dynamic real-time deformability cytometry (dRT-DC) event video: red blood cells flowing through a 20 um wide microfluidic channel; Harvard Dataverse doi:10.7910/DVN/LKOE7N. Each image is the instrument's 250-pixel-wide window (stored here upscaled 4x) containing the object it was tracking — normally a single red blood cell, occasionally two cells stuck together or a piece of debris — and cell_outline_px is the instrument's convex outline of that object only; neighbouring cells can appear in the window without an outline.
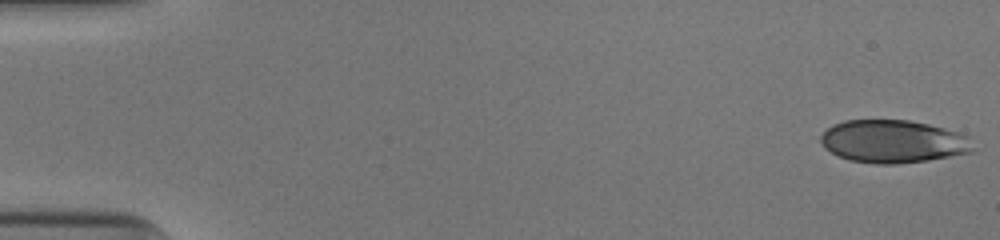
{"species": "human", "species_latin": "Homo sapiens", "temperature_condition": "cold", "stored_images_in_passage": 52, "camera_frame_rate_fps": 3000, "um_per_image_px": 0.085, "donor": {"sex": "male"}, "frame": {"image": 1, "passage_image": 1, "time_ms": 0.0, "image_size_px": [1000, 240], "cell_outline_px": [[976, 148], [972, 152], [928, 160], [896, 164], [876, 164], [848, 160], [824, 148], [820, 140], [820, 136], [832, 124], [844, 120], [908, 120], [928, 124], [944, 128], [968, 136]], "centroid_in_image_um": [75.91, 12.02], "position_along_channel_um": 9.1, "area_um2": 38.09}}
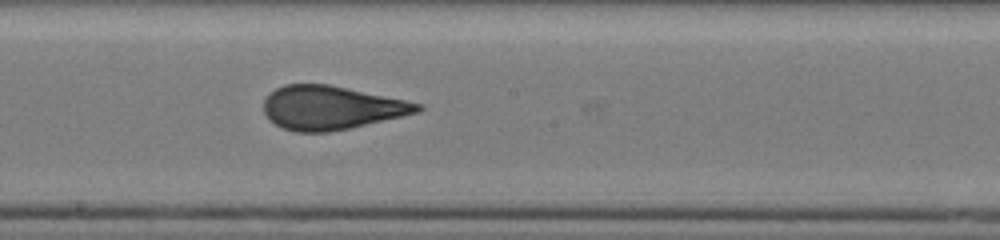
{"frame": {"image": 2, "passage_image": 29, "time_ms": 9.333, "image_size_px": [1000, 240], "cell_outline_px": [[424, 108], [420, 112], [352, 128], [328, 132], [296, 132], [284, 128], [268, 120], [264, 112], [264, 100], [276, 88], [284, 84], [328, 84], [424, 104]], "centroid_in_image_um": [28.17, 9.16], "position_along_channel_um": 220.0, "area_um2": 39.13}}
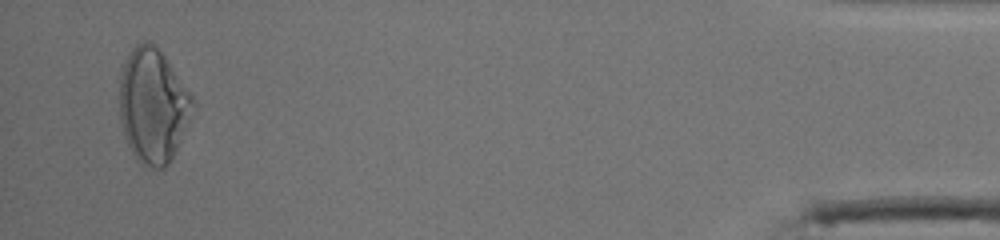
{"frame": {"image": 3, "passage_image": 50, "time_ms": 16.333, "image_size_px": [1000, 240], "cell_outline_px": [[192, 104], [188, 120], [176, 152], [168, 164], [164, 168], [144, 168], [136, 160], [124, 136], [120, 120], [120, 80], [124, 64], [132, 48], [140, 40], [148, 40], [164, 56], [192, 96]], "centroid_in_image_um": [12.96, 9.02], "position_along_channel_um": 422.2, "area_um2": 48.15}, "authors_computed_cell_mechanics": {"area_um2": 39.7086, "velocity_mm_per_s": 3.9564, "shape_relaxation_time_tau1_ms": 10.7374, "shape_relaxation_time_tau2_ms": null, "deformation_change_tau1": 0.2437, "deformation_change_tau2": null}}